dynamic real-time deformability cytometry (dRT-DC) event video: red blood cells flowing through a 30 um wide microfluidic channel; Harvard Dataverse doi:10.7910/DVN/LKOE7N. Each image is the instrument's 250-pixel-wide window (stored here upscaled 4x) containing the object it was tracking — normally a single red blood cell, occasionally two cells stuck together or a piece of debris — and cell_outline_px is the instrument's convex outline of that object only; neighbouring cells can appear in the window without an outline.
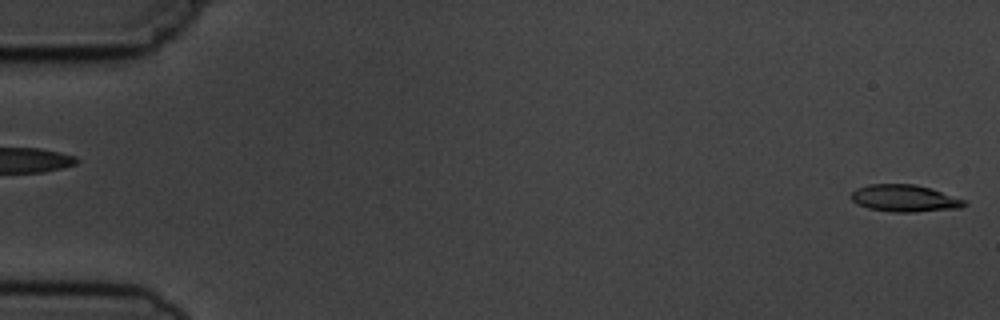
{"species": "common noctule bat (a hibernating species)", "species_latin": "Nyctalus noctula", "temperature_condition": "cold", "stored_images_in_passage": 6, "segment_of_instrument_passage": [2, 2], "camera_frame_rate_fps": 3000, "um_per_image_px": 0.085, "animal": {"sex": "male", "body_mass_g": 19.5, "forearm_length_mm": 54.6}, "frame": {"image": 1, "passage_image": 6, "time_ms": 5.667, "image_size_px": [1000, 320], "cell_outline_px": [[968, 204], [960, 208], [912, 212], [892, 212], [868, 208], [856, 204], [852, 200], [852, 192], [856, 188], [868, 184], [912, 184], [928, 188], [964, 200]], "centroid_in_image_um": [76.84, 16.86], "position_along_channel_um": 8.2, "area_um2": 17.57}}